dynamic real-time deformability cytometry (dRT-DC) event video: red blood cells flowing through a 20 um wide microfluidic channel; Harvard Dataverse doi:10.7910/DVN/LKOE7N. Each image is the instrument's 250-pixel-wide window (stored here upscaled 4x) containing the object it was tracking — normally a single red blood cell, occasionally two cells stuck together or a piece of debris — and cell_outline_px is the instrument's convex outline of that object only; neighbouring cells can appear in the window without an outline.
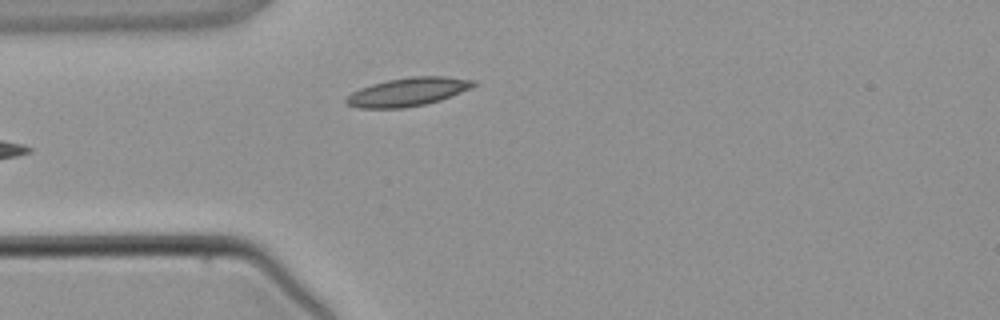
{"species": "common noctule bat (a hibernating species)", "species_latin": "Nyctalus noctula", "temperature_condition": "warm", "stored_images_in_passage": 4, "camera_frame_rate_fps": 3000, "um_per_image_px": 0.085, "animal": {"sex": "male", "body_mass_g": 21.5, "forearm_length_mm": 52.0}, "frame": {"image": 1, "passage_image": 4, "time_ms": 3.667, "image_size_px": [1000, 320], "cell_outline_px": [[476, 84], [460, 92], [440, 100], [424, 104], [404, 108], [360, 108], [348, 104], [344, 100], [352, 92], [360, 88], [372, 84], [388, 80], [412, 76], [444, 76], [476, 80]], "centroid_in_image_um": [34.65, 7.8], "position_along_channel_um": 50.3, "area_um2": 20.81}}